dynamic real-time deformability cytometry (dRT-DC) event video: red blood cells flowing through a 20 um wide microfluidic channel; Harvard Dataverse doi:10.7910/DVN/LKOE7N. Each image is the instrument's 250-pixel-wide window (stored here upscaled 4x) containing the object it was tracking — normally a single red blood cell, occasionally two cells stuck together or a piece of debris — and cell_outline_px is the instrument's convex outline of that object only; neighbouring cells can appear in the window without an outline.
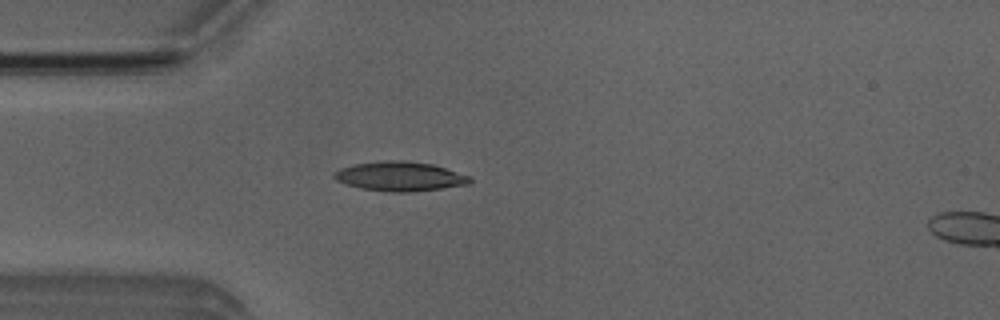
{"species": "Egyptian fruit bat (a non-hibernating species)", "species_latin": "Rousettus aegyptiacus", "temperature_condition": "room temperature", "stored_images_in_passage": 42, "camera_frame_rate_fps": 3000, "um_per_image_px": 0.085, "animal": {"sex": "male"}, "frame": {"image": 1, "passage_image": 5, "time_ms": 1.333, "image_size_px": [1000, 320], "cell_outline_px": [[472, 180], [468, 184], [412, 192], [388, 192], [360, 188], [336, 180], [332, 176], [340, 168], [352, 164], [384, 160], [404, 160], [432, 164], [472, 176]], "centroid_in_image_um": [33.99, 14.98], "position_along_channel_um": 51.0, "area_um2": 23.29}}
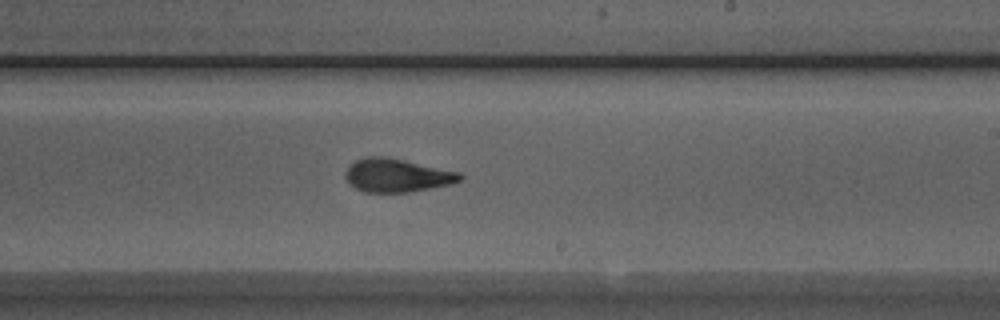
{"frame": {"image": 2, "passage_image": 21, "time_ms": 6.667, "image_size_px": [1000, 320], "cell_outline_px": [[464, 180], [448, 184], [408, 192], [364, 192], [348, 184], [344, 176], [344, 172], [356, 160], [368, 156], [388, 156], [460, 172], [464, 176]], "centroid_in_image_um": [33.73, 14.89], "position_along_channel_um": 255.3, "area_um2": 22.37}}
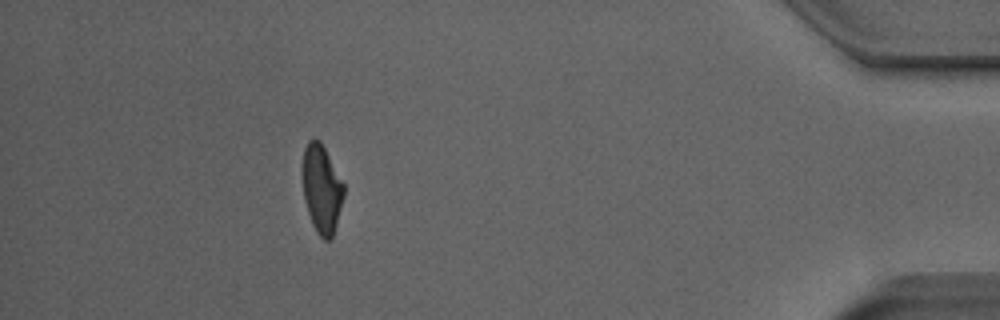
{"frame": {"image": 3, "passage_image": 37, "time_ms": 12.0, "image_size_px": [1000, 320], "cell_outline_px": [[344, 196], [332, 240], [324, 240], [316, 232], [312, 224], [304, 200], [304, 148], [308, 140], [320, 140], [344, 184]], "centroid_in_image_um": [27.37, 16.11], "position_along_channel_um": 407.8, "area_um2": 20.87}, "authors_computed_cell_mechanics": {"area_um2": 22.1374, "velocity_mm_per_s": 3.976, "shape_relaxation_time_tau1_ms": 6.1027, "shape_relaxation_time_tau2_ms": 1.3957, "deformation_change_tau1": 0.2008, "deformation_change_tau2": 0.0773}}